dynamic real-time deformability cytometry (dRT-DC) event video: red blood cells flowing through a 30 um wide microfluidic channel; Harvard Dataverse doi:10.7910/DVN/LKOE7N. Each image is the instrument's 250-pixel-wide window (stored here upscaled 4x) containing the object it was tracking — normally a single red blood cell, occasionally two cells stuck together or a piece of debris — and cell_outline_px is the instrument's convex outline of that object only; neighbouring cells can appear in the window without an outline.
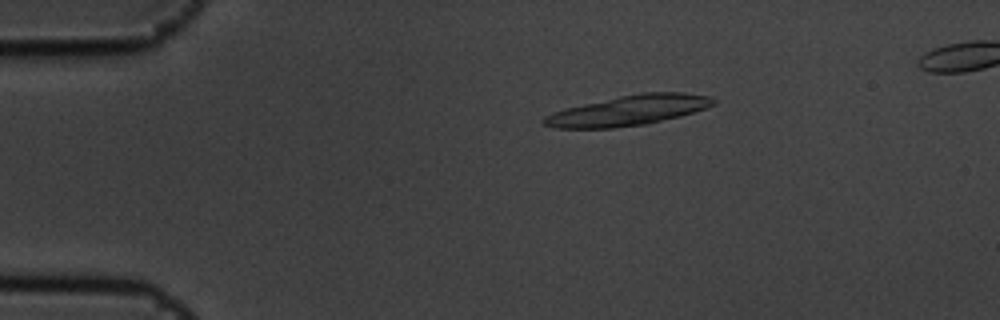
{"species": "common noctule bat (a hibernating species)", "species_latin": "Nyctalus noctula", "temperature_condition": "cold", "stored_images_in_passage": 8, "camera_frame_rate_fps": 3000, "um_per_image_px": 0.085, "animal": {"sex": "male", "body_mass_g": 19.5, "forearm_length_mm": 54.6}, "frame": {"image": 1, "passage_image": 1, "time_ms": 0.0, "image_size_px": [1000, 320], "cell_outline_px": [[716, 104], [680, 116], [644, 124], [612, 128], [552, 128], [544, 124], [540, 120], [544, 116], [552, 112], [564, 108], [620, 96], [640, 92], [684, 92], [708, 96], [716, 100]], "centroid_in_image_um": [53.38, 9.38], "position_along_channel_um": 31.6, "area_um2": 29.65}}